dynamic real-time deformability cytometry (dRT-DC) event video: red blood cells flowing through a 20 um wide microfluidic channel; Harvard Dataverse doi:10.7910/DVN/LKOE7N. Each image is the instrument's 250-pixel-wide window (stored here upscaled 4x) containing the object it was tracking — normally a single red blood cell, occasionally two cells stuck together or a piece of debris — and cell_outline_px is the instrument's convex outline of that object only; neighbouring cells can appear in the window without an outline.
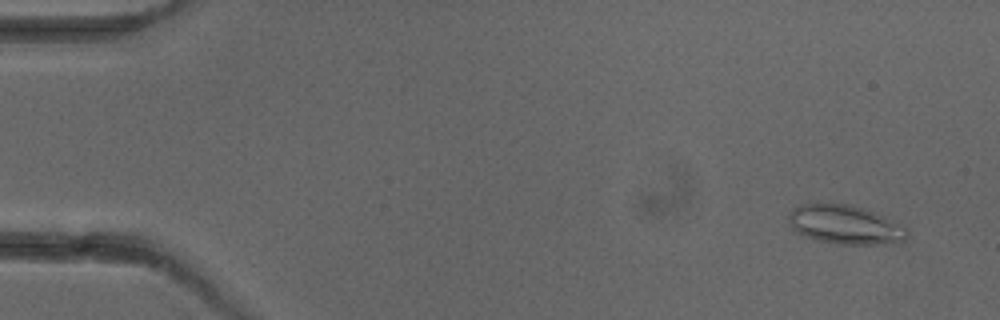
{"species": "common noctule bat (a hibernating species)", "species_latin": "Nyctalus noctula", "temperature_condition": "cold", "stored_images_in_passage": 6, "camera_frame_rate_fps": 3000, "um_per_image_px": 0.085, "animal": {"sex": "female"}, "frame": {"image": 1, "passage_image": 1, "time_ms": 0.0, "image_size_px": [1000, 320], "cell_outline_px": [[908, 240], [876, 244], [836, 244], [804, 236], [796, 232], [792, 228], [788, 220], [788, 216], [792, 208], [800, 204], [816, 200], [848, 204], [864, 208], [876, 212], [904, 224], [908, 228]], "centroid_in_image_um": [71.83, 19.04], "position_along_channel_um": 13.2, "area_um2": 27.86}}
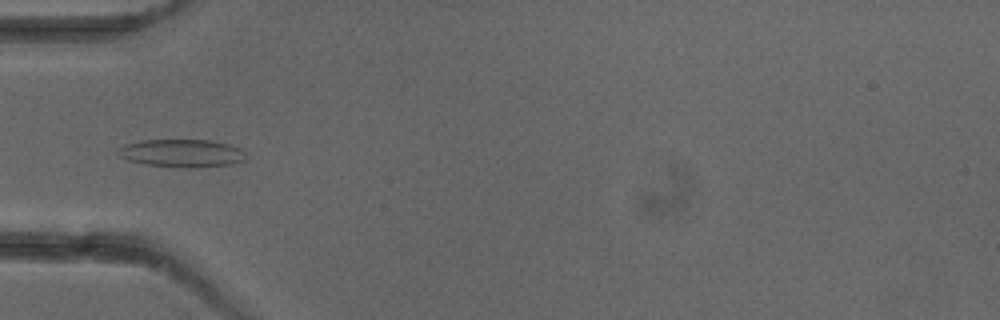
{"frame": {"image": 2, "passage_image": 5, "time_ms": 4.667, "image_size_px": [1000, 320], "cell_outline_px": [[244, 160], [228, 164], [196, 168], [180, 168], [148, 164], [128, 160], [120, 156], [116, 152], [124, 144], [140, 140], [212, 140], [228, 144], [240, 148], [244, 152]], "centroid_in_image_um": [15.43, 13.02], "position_along_channel_um": 69.6, "area_um2": 20.69}}